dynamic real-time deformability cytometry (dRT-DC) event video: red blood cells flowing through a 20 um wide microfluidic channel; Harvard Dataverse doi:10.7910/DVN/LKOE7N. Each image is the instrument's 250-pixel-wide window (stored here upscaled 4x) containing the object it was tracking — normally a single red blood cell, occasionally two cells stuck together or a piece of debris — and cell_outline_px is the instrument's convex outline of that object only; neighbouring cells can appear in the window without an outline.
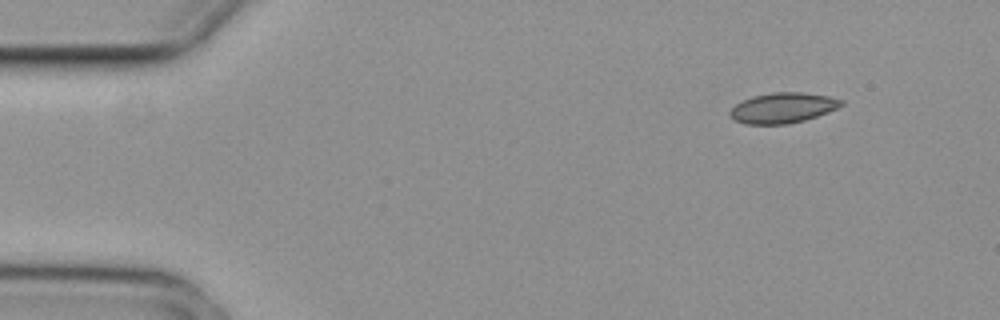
{"species": "common noctule bat (a hibernating species)", "species_latin": "Nyctalus noctula", "temperature_condition": "cold", "stored_images_in_passage": 4, "camera_frame_rate_fps": 3000, "um_per_image_px": 0.085, "animal": {"sex": "female", "body_mass_g": 29.2, "forearm_length_mm": 56.3}, "frame": {"image": 1, "passage_image": 1, "time_ms": 0.0, "image_size_px": [1000, 320], "cell_outline_px": [[844, 104], [828, 112], [804, 120], [788, 124], [744, 124], [728, 116], [728, 112], [736, 104], [752, 96], [772, 92], [804, 92], [828, 96], [844, 100]], "centroid_in_image_um": [66.53, 9.16], "position_along_channel_um": 18.5, "area_um2": 19.71}}
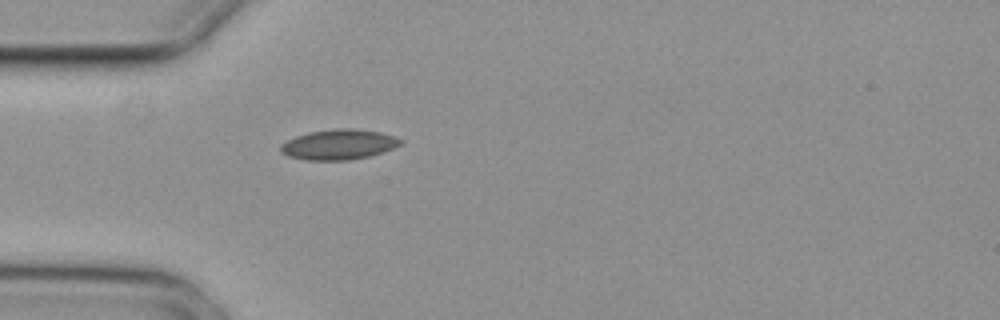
{"frame": {"image": 2, "passage_image": 4, "time_ms": 1.0, "image_size_px": [1000, 320], "cell_outline_px": [[404, 144], [368, 156], [348, 160], [304, 160], [288, 156], [280, 152], [280, 144], [296, 136], [308, 132], [332, 128], [352, 128], [380, 132], [404, 140]], "centroid_in_image_um": [28.77, 12.27], "position_along_channel_um": 56.2, "area_um2": 21.15}}